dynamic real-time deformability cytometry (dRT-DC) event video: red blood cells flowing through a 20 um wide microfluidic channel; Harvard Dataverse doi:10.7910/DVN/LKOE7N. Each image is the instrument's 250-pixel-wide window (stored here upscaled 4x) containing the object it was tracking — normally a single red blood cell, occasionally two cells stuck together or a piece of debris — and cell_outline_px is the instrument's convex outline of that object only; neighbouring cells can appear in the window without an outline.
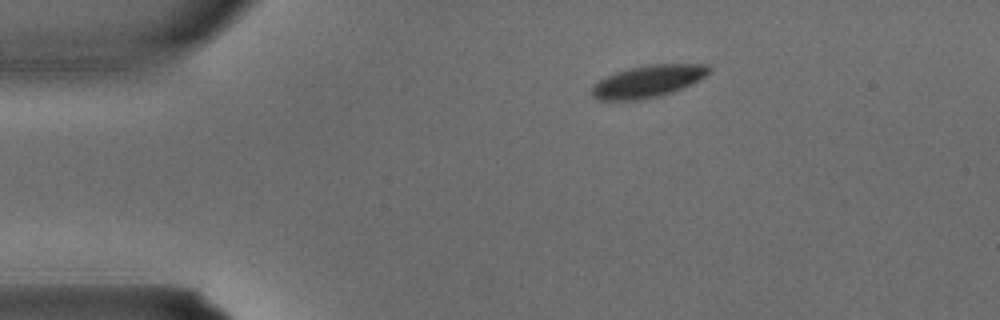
{"species": "common noctule bat (a hibernating species)", "species_latin": "Nyctalus noctula", "temperature_condition": "warm", "stored_images_in_passage": 1, "camera_frame_rate_fps": 3000, "um_per_image_px": 0.085, "animal": {"sex": "male", "body_mass_g": 15.6}, "frame": {"image": 1, "passage_image": 1, "time_ms": 0.0, "image_size_px": [1000, 320], "cell_outline_px": [[712, 72], [672, 92], [656, 96], [636, 100], [600, 100], [592, 96], [592, 88], [600, 80], [616, 72], [628, 68], [648, 64], [708, 64], [712, 68]], "centroid_in_image_um": [55.09, 6.89], "position_along_channel_um": 29.9, "area_um2": 21.5}}